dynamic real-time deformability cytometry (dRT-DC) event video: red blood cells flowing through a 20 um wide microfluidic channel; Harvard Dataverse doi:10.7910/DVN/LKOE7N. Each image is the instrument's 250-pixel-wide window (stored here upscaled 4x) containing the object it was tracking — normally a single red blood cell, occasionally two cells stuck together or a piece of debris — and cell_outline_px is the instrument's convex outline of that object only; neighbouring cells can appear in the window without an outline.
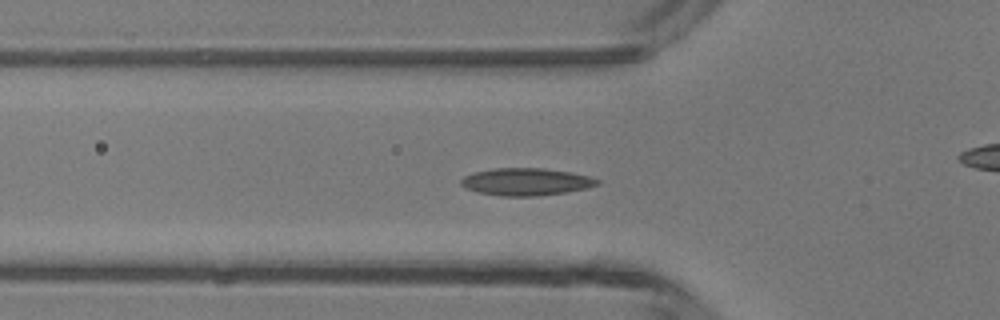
{"species": "common noctule bat (a hibernating species)", "species_latin": "Nyctalus noctula", "temperature_condition": "room temperature", "stored_images_in_passage": 36, "camera_frame_rate_fps": 3000, "um_per_image_px": 0.085, "animal": {"sex": "male", "body_mass_g": 13.3}, "frame": {"image": 1, "passage_image": 4, "time_ms": 1.0, "image_size_px": [1000, 320], "cell_outline_px": [[600, 184], [588, 188], [568, 192], [536, 196], [500, 196], [476, 192], [464, 188], [460, 184], [460, 180], [464, 176], [472, 172], [492, 168], [544, 168], [572, 172], [588, 176], [600, 180]], "centroid_in_image_um": [44.7, 15.45], "position_along_channel_um": 81.1, "area_um2": 22.08}}
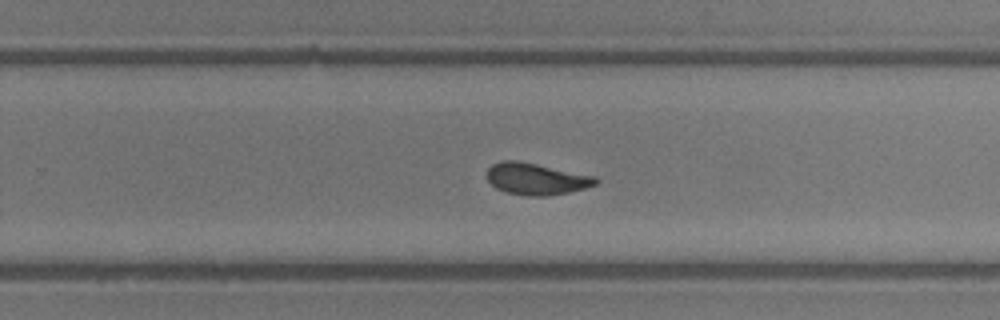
{"frame": {"image": 2, "passage_image": 18, "time_ms": 5.667, "image_size_px": [1000, 320], "cell_outline_px": [[600, 180], [596, 184], [584, 188], [568, 192], [548, 196], [524, 196], [508, 192], [496, 188], [488, 180], [488, 168], [492, 164], [500, 160], [520, 160], [596, 176]], "centroid_in_image_um": [45.59, 15.19], "position_along_channel_um": 284.2, "area_um2": 20.23}}
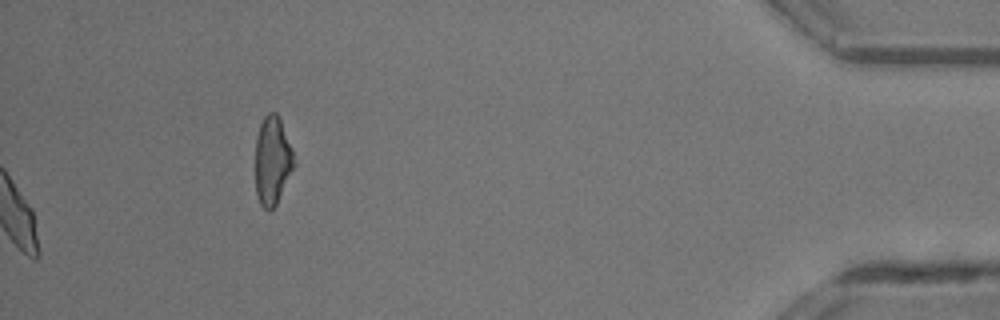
{"frame": {"image": 3, "passage_image": 36, "time_ms": 11.667, "image_size_px": [1000, 320], "cell_outline_px": [[296, 164], [276, 204], [268, 212], [260, 204], [256, 192], [256, 136], [260, 124], [264, 116], [268, 112], [276, 112], [280, 120], [292, 152]], "centroid_in_image_um": [23.14, 13.67], "position_along_channel_um": 412.1, "area_um2": 19.65}, "authors_computed_cell_mechanics": {"area_um2": 20.0566, "velocity_mm_per_s": 4.3408, "shape_relaxation_time_tau1_ms": 4.4381, "shape_relaxation_time_tau2_ms": 1.6466, "deformation_change_tau1": 0.1424, "deformation_change_tau2": 0.0697}}